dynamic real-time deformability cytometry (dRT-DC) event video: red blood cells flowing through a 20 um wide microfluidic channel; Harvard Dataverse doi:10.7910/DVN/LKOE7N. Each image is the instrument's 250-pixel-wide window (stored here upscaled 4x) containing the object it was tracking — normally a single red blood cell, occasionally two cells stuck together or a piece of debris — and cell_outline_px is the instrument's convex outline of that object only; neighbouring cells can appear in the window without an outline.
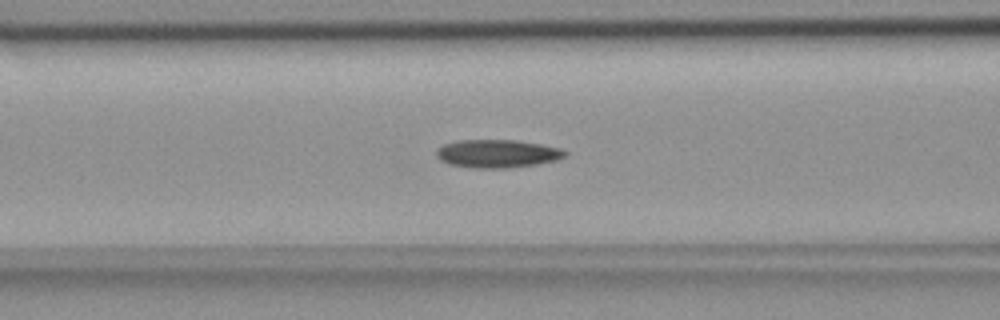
{"species": "common noctule bat (a hibernating species)", "species_latin": "Nyctalus noctula", "temperature_condition": "room temperature", "stored_images_in_passage": 54, "camera_frame_rate_fps": 3000, "um_per_image_px": 0.085, "animal": {"sex": "female", "body_mass_g": 18.4}, "frame": {"image": 1, "passage_image": 21, "time_ms": 6.667, "image_size_px": [1000, 320], "cell_outline_px": [[568, 152], [564, 156], [556, 160], [536, 164], [504, 168], [472, 168], [448, 164], [440, 160], [436, 156], [436, 148], [444, 144], [460, 140], [516, 140], [540, 144], [560, 148]], "centroid_in_image_um": [42.23, 13.06], "position_along_channel_um": 124.4, "area_um2": 21.04}}
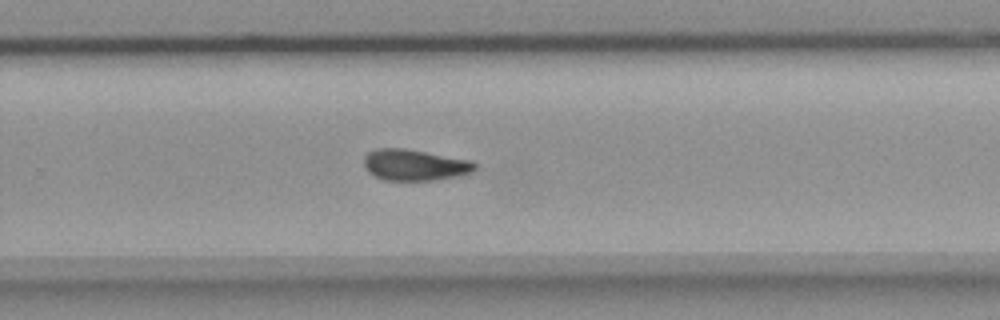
{"frame": {"image": 2, "passage_image": 35, "time_ms": 11.333, "image_size_px": [1000, 320], "cell_outline_px": [[476, 168], [472, 172], [460, 176], [432, 180], [384, 180], [368, 172], [364, 168], [364, 156], [368, 152], [376, 148], [404, 148], [472, 160], [476, 164]], "centroid_in_image_um": [35.25, 14.01], "position_along_channel_um": 294.6, "area_um2": 20.29}}
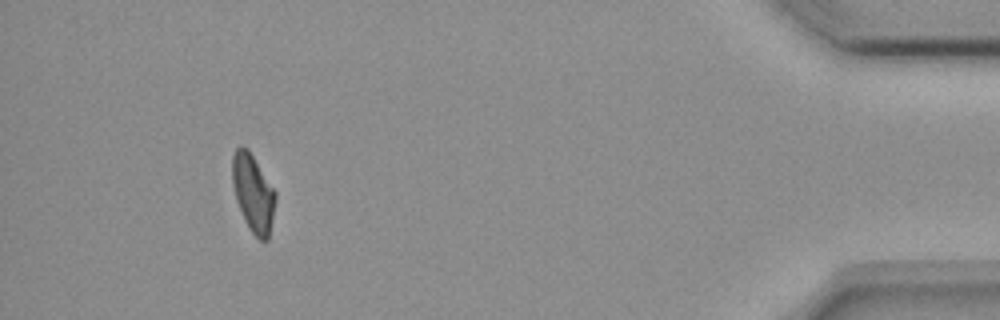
{"frame": {"image": 3, "passage_image": 50, "time_ms": 16.333, "image_size_px": [1000, 320], "cell_outline_px": [[276, 200], [268, 240], [260, 240], [252, 232], [244, 220], [236, 200], [232, 184], [232, 152], [240, 144], [248, 148], [276, 192]], "centroid_in_image_um": [21.5, 16.37], "position_along_channel_um": 413.7, "area_um2": 19.59}, "authors_computed_cell_mechanics": {"area_um2": 20.1722, "velocity_mm_per_s": 3.663, "shape_relaxation_time_tau1_ms": 7.7998, "shape_relaxation_time_tau2_ms": 4.8011, "deformation_change_tau1": 0.1805, "deformation_change_tau2": 0.1172}}